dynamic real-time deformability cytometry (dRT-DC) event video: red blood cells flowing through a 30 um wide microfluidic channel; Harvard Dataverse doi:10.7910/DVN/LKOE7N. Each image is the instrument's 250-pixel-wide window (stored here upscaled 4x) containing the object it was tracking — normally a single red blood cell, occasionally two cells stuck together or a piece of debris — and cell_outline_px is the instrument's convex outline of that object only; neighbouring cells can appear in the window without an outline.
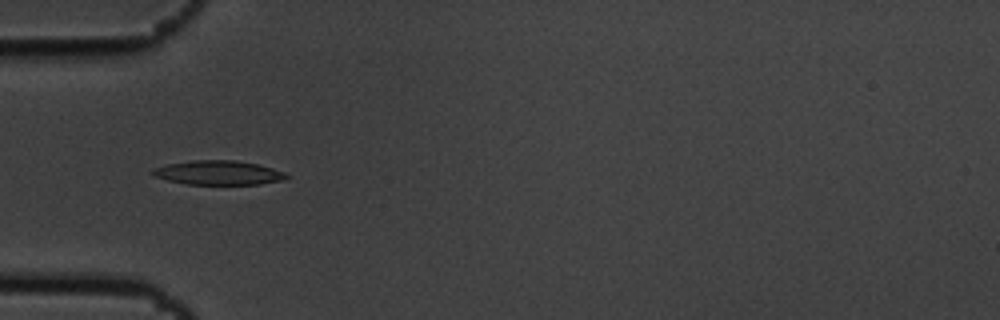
{"species": "common noctule bat (a hibernating species)", "species_latin": "Nyctalus noctula", "temperature_condition": "cold", "stored_images_in_passage": 54, "camera_frame_rate_fps": 3000, "um_per_image_px": 0.085, "animal": {"sex": "male", "body_mass_g": 19.5, "forearm_length_mm": 54.6}, "frame": {"image": 1, "passage_image": 17, "time_ms": 5.333, "image_size_px": [1000, 320], "cell_outline_px": [[288, 176], [284, 180], [260, 184], [188, 184], [168, 180], [156, 176], [148, 172], [152, 168], [168, 164], [192, 160], [236, 160], [256, 164], [272, 168], [284, 172]], "centroid_in_image_um": [18.54, 14.68], "position_along_channel_um": 66.5, "area_um2": 18.79}}
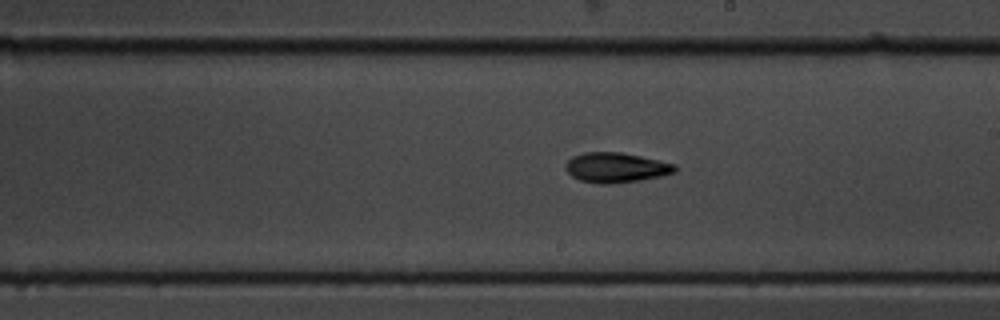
{"frame": {"image": 2, "passage_image": 31, "time_ms": 10.0, "image_size_px": [1000, 320], "cell_outline_px": [[676, 172], [660, 176], [640, 180], [608, 184], [600, 184], [580, 180], [572, 176], [564, 168], [564, 164], [572, 156], [584, 152], [620, 152], [640, 156], [676, 164]], "centroid_in_image_um": [52.33, 14.24], "position_along_channel_um": 236.7, "area_um2": 19.07}}
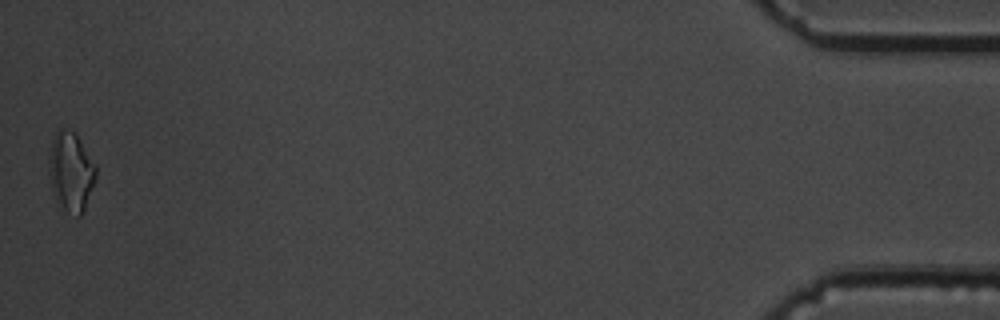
{"frame": {"image": 3, "passage_image": 54, "time_ms": 17.667, "image_size_px": [1000, 320], "cell_outline_px": [[96, 180], [84, 208], [80, 216], [76, 216], [68, 212], [64, 208], [52, 192], [48, 164], [48, 156], [52, 140], [56, 132], [60, 128], [64, 128], [76, 132], [96, 164]], "centroid_in_image_um": [6.04, 14.53], "position_along_channel_um": 429.2, "area_um2": 21.79}, "authors_computed_cell_mechanics": {"area_um2": 18.0914, "velocity_mm_per_s": 3.6654, "shape_relaxation_time_tau1_ms": 2.3402, "shape_relaxation_time_tau2_ms": 9.6584, "deformation_change_tau1": 0.1075, "deformation_change_tau2": 0.1862}}